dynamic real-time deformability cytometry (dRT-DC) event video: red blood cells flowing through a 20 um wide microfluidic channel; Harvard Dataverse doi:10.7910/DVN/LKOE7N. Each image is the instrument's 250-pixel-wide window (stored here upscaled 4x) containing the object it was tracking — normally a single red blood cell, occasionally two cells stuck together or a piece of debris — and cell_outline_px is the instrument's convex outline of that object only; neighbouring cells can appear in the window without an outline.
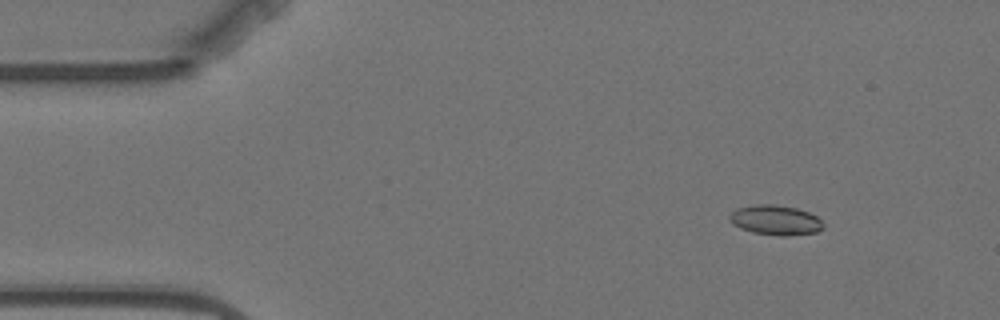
{"species": "Egyptian fruit bat (a non-hibernating species)", "species_latin": "Rousettus aegyptiacus", "temperature_condition": "warm", "stored_images_in_passage": 7, "camera_frame_rate_fps": 3000, "um_per_image_px": 0.085, "animal": {"sex": "female"}, "frame": {"image": 1, "passage_image": 2, "time_ms": 1.333, "image_size_px": [1000, 320], "cell_outline_px": [[824, 228], [816, 232], [784, 236], [780, 236], [752, 232], [740, 228], [732, 224], [728, 220], [728, 216], [736, 208], [752, 204], [776, 204], [796, 208], [808, 212], [816, 216], [824, 224]], "centroid_in_image_um": [65.88, 18.7], "position_along_channel_um": 19.1, "area_um2": 16.47}}
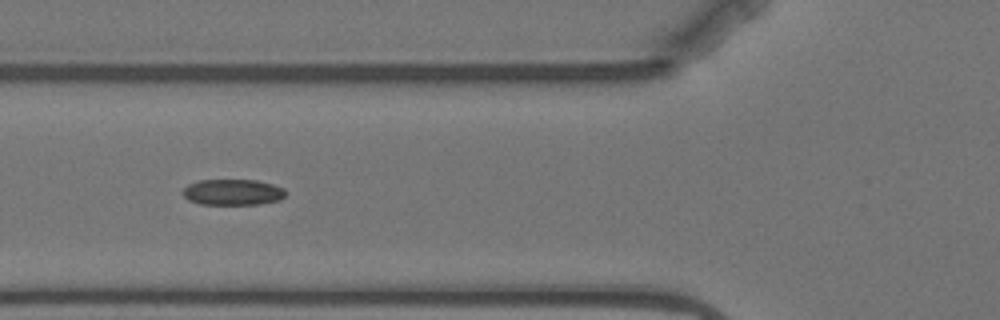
{"frame": {"image": 2, "passage_image": 6, "time_ms": 6.0, "image_size_px": [1000, 320], "cell_outline_px": [[288, 192], [280, 200], [256, 204], [200, 204], [188, 200], [180, 192], [188, 184], [200, 180], [256, 180], [272, 184], [284, 188]], "centroid_in_image_um": [19.78, 16.33], "position_along_channel_um": 106.0, "area_um2": 15.61}}
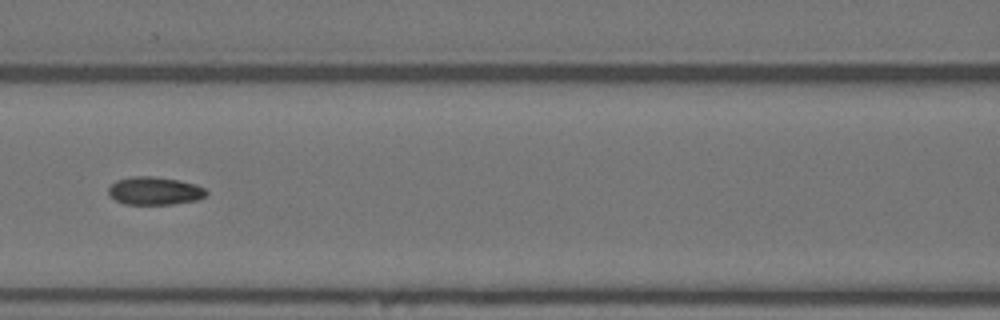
{"frame": {"image": 3, "passage_image": 7, "time_ms": 7.333, "image_size_px": [1000, 320], "cell_outline_px": [[208, 192], [200, 200], [172, 204], [124, 204], [116, 200], [108, 192], [108, 188], [116, 180], [132, 176], [152, 176], [180, 180], [196, 184], [204, 188]], "centroid_in_image_um": [13.17, 16.22], "position_along_channel_um": 153.4, "area_um2": 16.01}}